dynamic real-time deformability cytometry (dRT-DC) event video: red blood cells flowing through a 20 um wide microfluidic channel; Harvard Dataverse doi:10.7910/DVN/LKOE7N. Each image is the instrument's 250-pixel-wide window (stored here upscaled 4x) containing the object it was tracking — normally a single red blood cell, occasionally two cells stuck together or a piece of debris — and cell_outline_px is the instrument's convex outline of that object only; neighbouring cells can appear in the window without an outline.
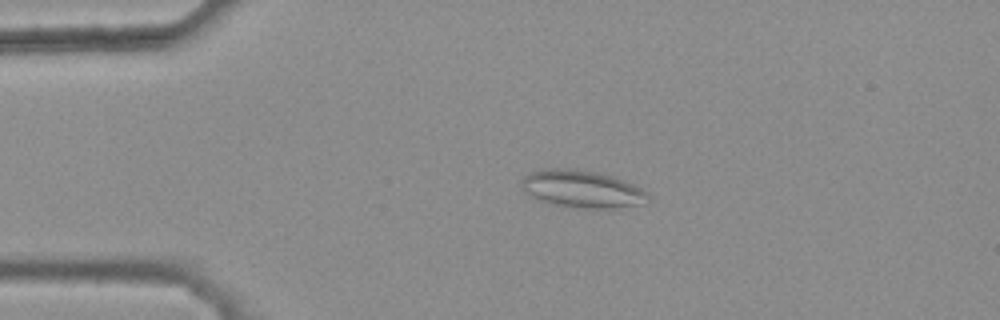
{"species": "common noctule bat (a hibernating species)", "species_latin": "Nyctalus noctula", "temperature_condition": "warm", "stored_images_in_passage": 40, "camera_frame_rate_fps": 3000, "um_per_image_px": 0.085, "animal": {"sex": "female", "body_mass_g": 25.1}, "frame": {"image": 1, "passage_image": 6, "time_ms": 1.667, "image_size_px": [1000, 320], "cell_outline_px": [[648, 196], [640, 204], [616, 208], [580, 208], [556, 204], [532, 196], [524, 192], [520, 188], [520, 184], [524, 176], [532, 172], [548, 168], [572, 168], [596, 172], [624, 180], [648, 192]], "centroid_in_image_um": [49.44, 16.05], "position_along_channel_um": 35.6, "area_um2": 27.11}}
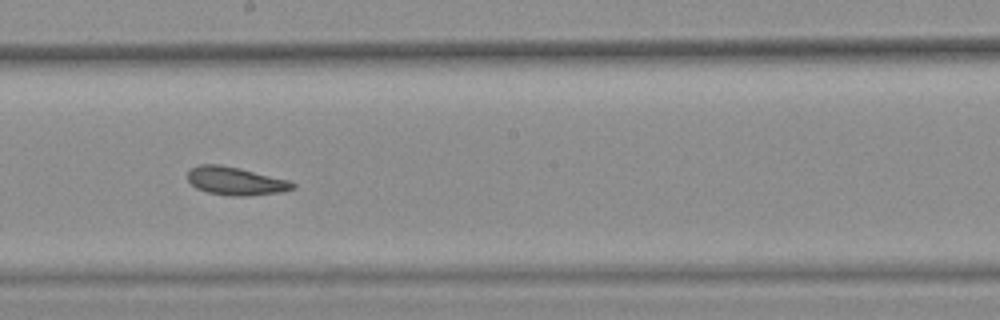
{"frame": {"image": 2, "passage_image": 24, "time_ms": 7.667, "image_size_px": [1000, 320], "cell_outline_px": [[296, 188], [280, 192], [248, 196], [232, 196], [208, 192], [196, 188], [188, 180], [188, 172], [192, 168], [200, 164], [220, 164], [240, 168], [288, 180], [296, 184]], "centroid_in_image_um": [20.03, 15.39], "position_along_channel_um": 228.2, "area_um2": 17.17}}
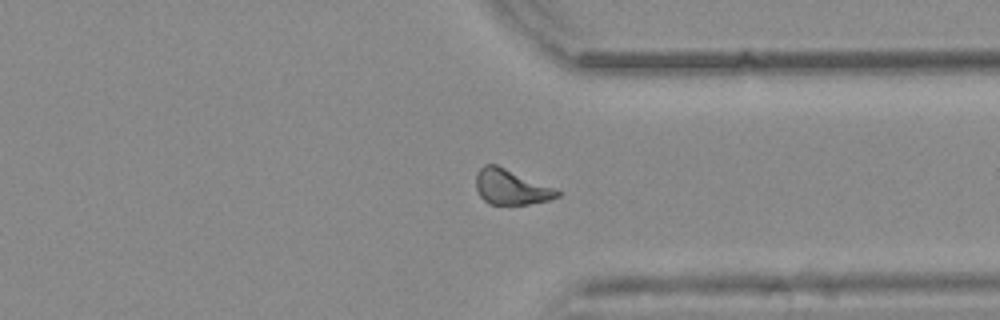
{"frame": {"image": 3, "passage_image": 35, "time_ms": 11.333, "image_size_px": [1000, 320], "cell_outline_px": [[560, 196], [548, 200], [528, 204], [488, 204], [480, 196], [476, 188], [476, 172], [484, 164], [496, 164], [552, 188], [560, 192]], "centroid_in_image_um": [43.37, 15.9], "position_along_channel_um": 368.0, "area_um2": 16.3}, "authors_computed_cell_mechanics": {"area_um2": 17.0799, "velocity_mm_per_s": 3.8287, "shape_relaxation_time_tau1_ms": null, "shape_relaxation_time_tau2_ms": 3.4945, "deformation_change_tau1": null, "deformation_change_tau2": 0.1111}}